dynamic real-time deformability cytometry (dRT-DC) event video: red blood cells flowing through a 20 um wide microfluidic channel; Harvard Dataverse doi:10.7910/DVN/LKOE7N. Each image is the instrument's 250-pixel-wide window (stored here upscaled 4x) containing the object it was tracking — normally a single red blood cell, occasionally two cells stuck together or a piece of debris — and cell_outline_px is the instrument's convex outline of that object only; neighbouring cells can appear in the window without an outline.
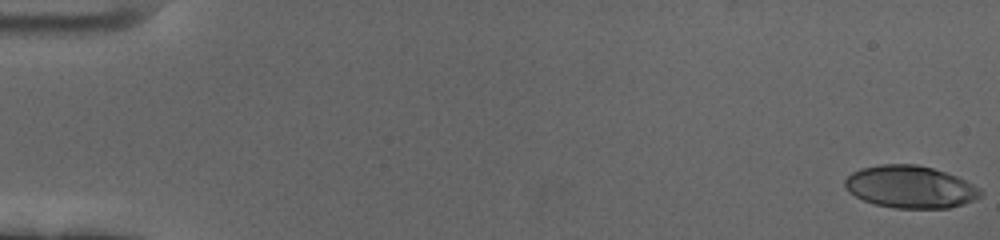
{"species": "human", "species_latin": "Homo sapiens", "temperature_condition": "cold", "stored_images_in_passage": 60, "camera_frame_rate_fps": 3000, "um_per_image_px": 0.085, "donor": {"sex": "female"}, "frame": {"image": 1, "passage_image": 1, "time_ms": 0.0, "image_size_px": [1000, 240], "cell_outline_px": [[984, 192], [976, 200], [964, 204], [948, 208], [896, 208], [876, 204], [864, 200], [848, 192], [844, 184], [844, 180], [852, 172], [860, 168], [880, 164], [916, 164], [932, 168], [956, 176], [980, 188]], "centroid_in_image_um": [77.38, 15.88], "position_along_channel_um": 7.6, "area_um2": 33.47}}
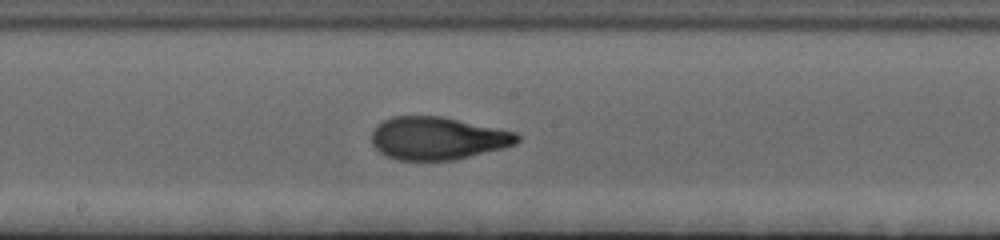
{"frame": {"image": 2, "passage_image": 33, "time_ms": 10.667, "image_size_px": [1000, 240], "cell_outline_px": [[520, 140], [516, 144], [504, 148], [452, 160], [396, 160], [380, 152], [372, 144], [372, 132], [376, 124], [392, 116], [440, 116], [516, 132], [520, 136]], "centroid_in_image_um": [37.18, 11.75], "position_along_channel_um": 211.0, "area_um2": 36.18}}
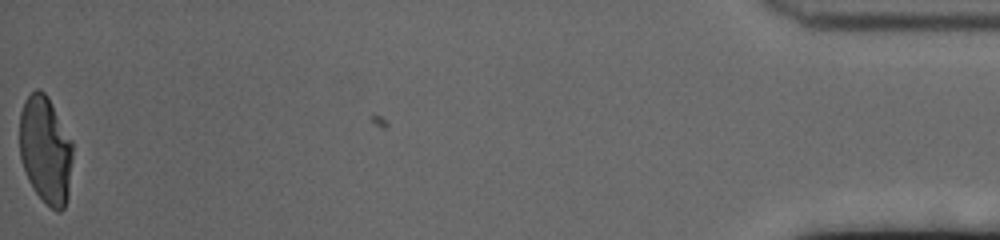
{"frame": {"image": 3, "passage_image": 60, "time_ms": 19.667, "image_size_px": [1000, 240], "cell_outline_px": [[72, 156], [68, 196], [64, 208], [60, 212], [56, 212], [36, 192], [28, 180], [20, 160], [20, 112], [24, 100], [36, 88], [40, 88], [48, 96], [72, 140]], "centroid_in_image_um": [3.86, 12.72], "position_along_channel_um": 431.3, "area_um2": 33.35}, "authors_computed_cell_mechanics": {"area_um2": 34.9401, "velocity_mm_per_s": 3.4543, "shape_relaxation_time_tau1_ms": 4.207, "shape_relaxation_time_tau2_ms": 0.9898, "deformation_change_tau1": 0.2132, "deformation_change_tau2": 0.0737}}